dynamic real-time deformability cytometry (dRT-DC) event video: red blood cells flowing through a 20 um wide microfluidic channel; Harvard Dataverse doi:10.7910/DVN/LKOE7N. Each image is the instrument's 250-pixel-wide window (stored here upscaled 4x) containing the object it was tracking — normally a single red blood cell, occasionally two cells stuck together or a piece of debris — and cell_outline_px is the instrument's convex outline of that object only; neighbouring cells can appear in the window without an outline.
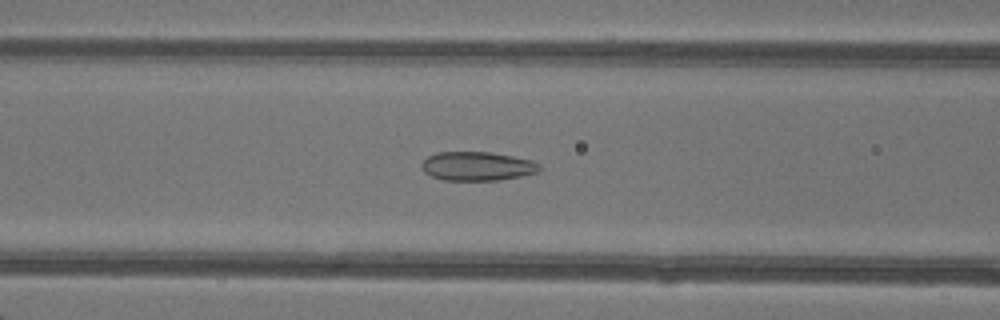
{"species": "common noctule bat (a hibernating species)", "species_latin": "Nyctalus noctula", "temperature_condition": "warm", "stored_images_in_passage": 36, "camera_frame_rate_fps": 3000, "um_per_image_px": 0.085, "animal": {"sex": "female"}, "frame": {"image": 1, "passage_image": 14, "time_ms": 4.333, "image_size_px": [1000, 320], "cell_outline_px": [[540, 168], [536, 172], [520, 176], [496, 180], [444, 180], [432, 176], [424, 172], [420, 164], [428, 156], [436, 152], [492, 152], [532, 160], [540, 164]], "centroid_in_image_um": [40.54, 14.11], "position_along_channel_um": 126.1, "area_um2": 19.77}}
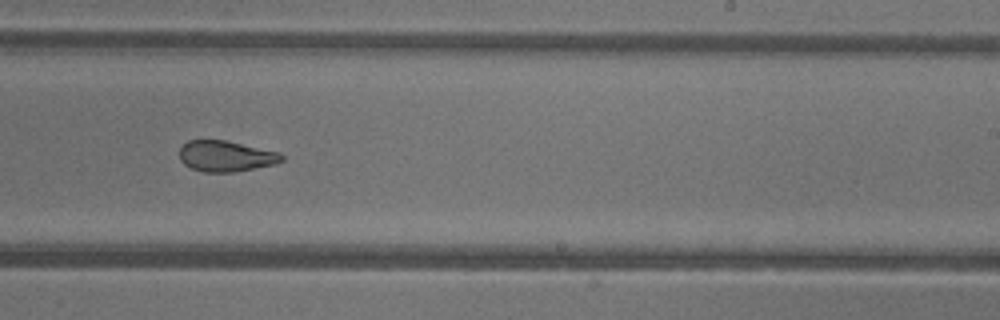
{"frame": {"image": 2, "passage_image": 24, "time_ms": 7.667, "image_size_px": [1000, 320], "cell_outline_px": [[284, 160], [276, 164], [236, 172], [204, 172], [192, 168], [184, 164], [180, 160], [180, 148], [188, 140], [224, 140], [280, 152], [284, 156]], "centroid_in_image_um": [19.23, 13.28], "position_along_channel_um": 269.8, "area_um2": 18.44}}
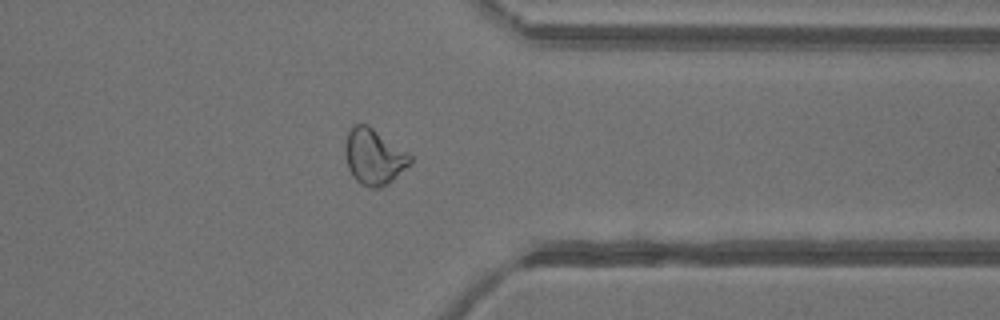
{"frame": {"image": 3, "passage_image": 32, "time_ms": 10.333, "image_size_px": [1000, 320], "cell_outline_px": [[412, 164], [388, 184], [376, 188], [372, 188], [360, 184], [352, 176], [348, 168], [344, 152], [344, 144], [348, 132], [356, 124], [368, 124], [408, 152], [412, 156]], "centroid_in_image_um": [31.79, 13.33], "position_along_channel_um": 379.6, "area_um2": 21.39}, "authors_computed_cell_mechanics": {"area_um2": 20.1433, "velocity_mm_per_s": 4.3166, "shape_relaxation_time_tau1_ms": 7.9068, "shape_relaxation_time_tau2_ms": 1.2202, "deformation_change_tau1": 0.1734, "deformation_change_tau2": 0.0852}}